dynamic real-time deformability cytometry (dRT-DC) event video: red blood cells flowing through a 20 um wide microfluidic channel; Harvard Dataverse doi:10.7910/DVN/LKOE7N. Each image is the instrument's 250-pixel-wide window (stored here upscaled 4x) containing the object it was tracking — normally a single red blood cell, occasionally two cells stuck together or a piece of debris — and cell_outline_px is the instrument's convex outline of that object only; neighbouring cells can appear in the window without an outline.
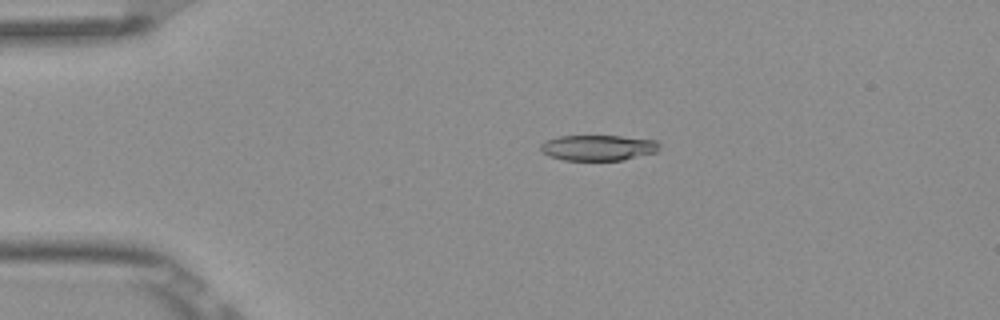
{"species": "Egyptian fruit bat (a non-hibernating species)", "species_latin": "Rousettus aegyptiacus", "temperature_condition": "room temperature", "stored_images_in_passage": 6, "camera_frame_rate_fps": 3000, "um_per_image_px": 0.085, "frame": {"image": 1, "passage_image": 4, "time_ms": 1.0, "image_size_px": [1000, 320], "cell_outline_px": [[660, 144], [656, 152], [624, 160], [564, 160], [548, 156], [540, 148], [540, 144], [548, 140], [560, 136], [620, 136], [656, 140]], "centroid_in_image_um": [50.85, 12.56], "position_along_channel_um": 34.1, "area_um2": 17.63}}
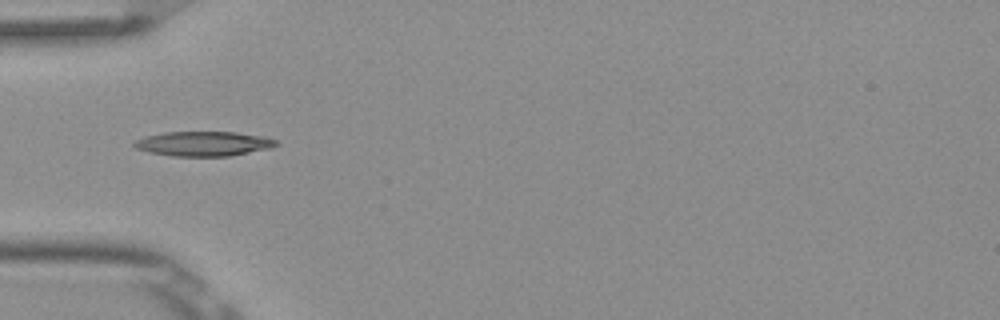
{"frame": {"image": 2, "passage_image": 6, "time_ms": 1.667, "image_size_px": [1000, 320], "cell_outline_px": [[280, 144], [272, 148], [228, 156], [172, 156], [148, 152], [136, 148], [132, 144], [136, 140], [144, 136], [164, 132], [236, 132], [264, 136], [276, 140]], "centroid_in_image_um": [17.31, 12.21], "position_along_channel_um": 67.7, "area_um2": 20.52}}